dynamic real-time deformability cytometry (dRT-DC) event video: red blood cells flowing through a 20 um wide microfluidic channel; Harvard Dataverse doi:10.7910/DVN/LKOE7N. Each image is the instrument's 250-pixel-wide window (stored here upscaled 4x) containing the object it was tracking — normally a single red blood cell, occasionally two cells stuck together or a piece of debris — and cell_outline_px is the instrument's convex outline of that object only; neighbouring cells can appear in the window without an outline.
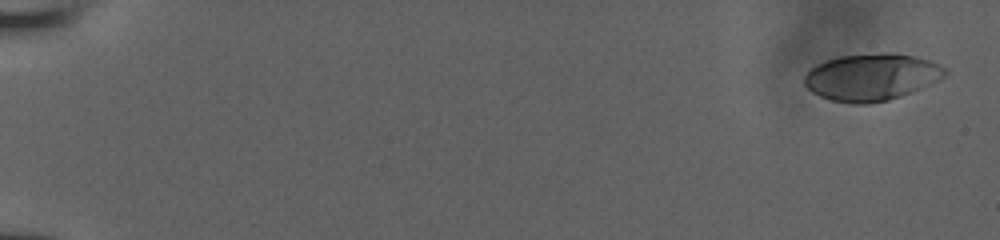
{"species": "human", "species_latin": "Homo sapiens", "temperature_condition": "room temperature", "stored_images_in_passage": 24, "camera_frame_rate_fps": 3000, "um_per_image_px": 0.085, "donor": {"sex": "male"}, "frame": {"image": 1, "passage_image": 1, "time_ms": 0.0, "image_size_px": [1000, 240], "cell_outline_px": [[948, 72], [940, 80], [900, 96], [888, 100], [868, 104], [856, 104], [832, 100], [820, 96], [812, 92], [804, 84], [804, 76], [816, 64], [824, 60], [840, 56], [880, 52], [896, 52], [916, 56], [932, 60], [940, 64]], "centroid_in_image_um": [74.1, 6.53], "position_along_channel_um": 10.9, "area_um2": 38.78}}
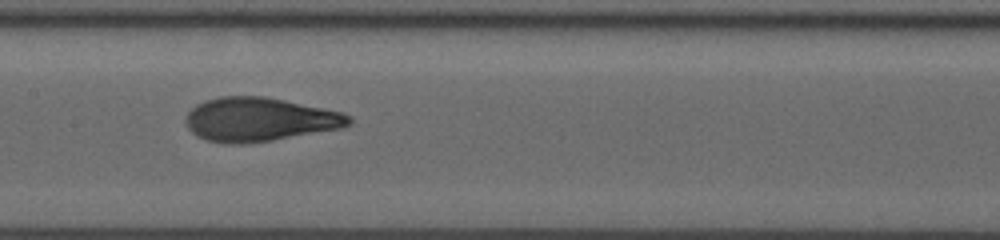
{"frame": {"image": 2, "passage_image": 14, "time_ms": 4.333, "image_size_px": [1000, 240], "cell_outline_px": [[352, 124], [340, 128], [272, 140], [244, 144], [228, 144], [208, 140], [196, 136], [188, 128], [184, 120], [184, 116], [196, 104], [204, 100], [220, 96], [264, 96], [344, 112], [352, 116]], "centroid_in_image_um": [22.03, 10.15], "position_along_channel_um": 185.4, "area_um2": 41.85}}
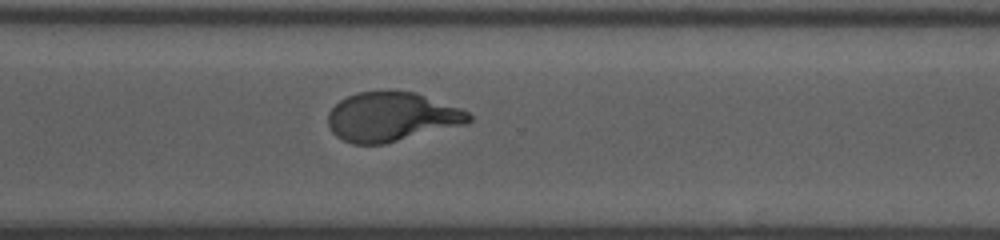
{"frame": {"image": 3, "passage_image": 24, "time_ms": 7.667, "image_size_px": [1000, 240], "cell_outline_px": [[472, 120], [468, 124], [384, 144], [352, 144], [336, 136], [332, 132], [328, 124], [328, 112], [340, 100], [348, 96], [360, 92], [388, 88], [416, 92], [460, 108], [468, 112], [472, 116]], "centroid_in_image_um": [33.3, 9.91], "position_along_channel_um": 337.3, "area_um2": 41.04}}